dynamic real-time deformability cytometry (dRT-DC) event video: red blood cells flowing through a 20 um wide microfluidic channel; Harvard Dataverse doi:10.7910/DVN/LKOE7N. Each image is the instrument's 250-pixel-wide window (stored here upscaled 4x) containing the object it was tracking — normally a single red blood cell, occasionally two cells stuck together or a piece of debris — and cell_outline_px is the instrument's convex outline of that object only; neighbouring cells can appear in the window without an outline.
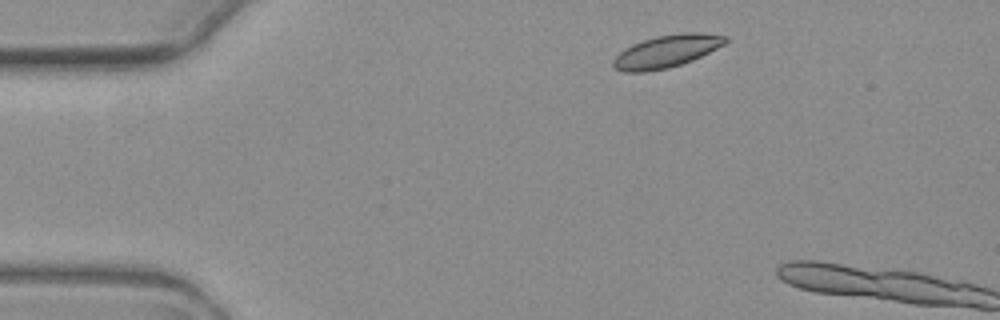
{"species": "common noctule bat (a hibernating species)", "species_latin": "Nyctalus noctula", "temperature_condition": "warm", "stored_images_in_passage": 2, "camera_frame_rate_fps": 3000, "um_per_image_px": 0.085, "animal": {"sex": "female", "body_mass_g": 19.3, "forearm_length_mm": 54.1}, "frame": {"image": 1, "passage_image": 1, "time_ms": 0.0, "image_size_px": [1000, 320], "cell_outline_px": [[728, 40], [724, 44], [692, 60], [668, 68], [644, 72], [624, 72], [616, 68], [612, 64], [612, 60], [624, 48], [632, 44], [656, 36], [684, 32], [700, 32], [728, 36]], "centroid_in_image_um": [56.64, 4.35], "position_along_channel_um": 28.4, "area_um2": 21.1}}